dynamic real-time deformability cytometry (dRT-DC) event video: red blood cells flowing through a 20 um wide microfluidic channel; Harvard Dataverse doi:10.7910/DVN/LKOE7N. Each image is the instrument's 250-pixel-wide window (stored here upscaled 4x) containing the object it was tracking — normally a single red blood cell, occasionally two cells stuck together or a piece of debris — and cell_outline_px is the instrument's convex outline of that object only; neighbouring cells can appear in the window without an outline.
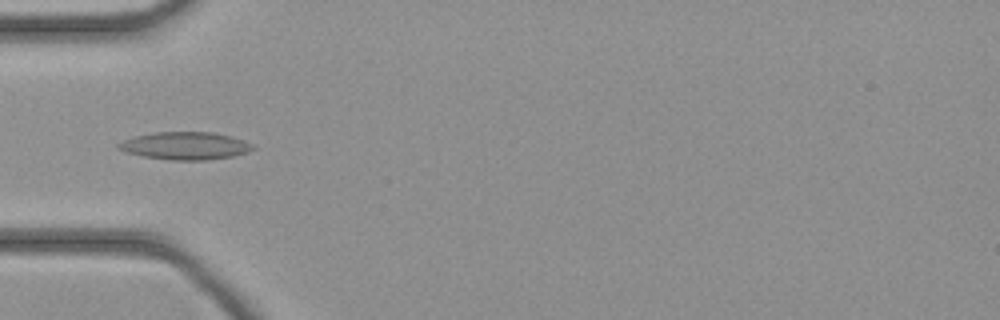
{"species": "common noctule bat (a hibernating species)", "species_latin": "Nyctalus noctula", "temperature_condition": "cold", "stored_images_in_passage": 32, "camera_frame_rate_fps": 3000, "um_per_image_px": 0.085, "animal": {"sex": "female", "body_mass_g": 21.9}, "frame": {"image": 1, "passage_image": 2, "time_ms": 0.333, "image_size_px": [1000, 320], "cell_outline_px": [[256, 148], [248, 152], [232, 156], [208, 160], [172, 160], [144, 156], [128, 152], [116, 148], [116, 144], [124, 140], [136, 136], [156, 132], [212, 132], [232, 136], [244, 140], [252, 144]], "centroid_in_image_um": [15.78, 12.39], "position_along_channel_um": 69.2, "area_um2": 21.56}}
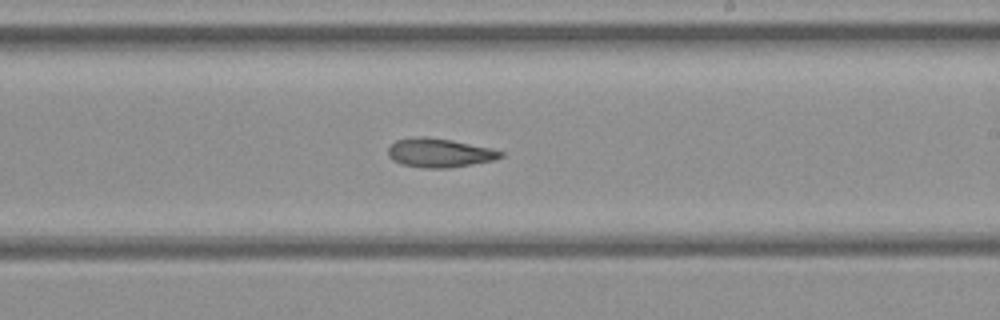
{"frame": {"image": 2, "passage_image": 14, "time_ms": 4.333, "image_size_px": [1000, 320], "cell_outline_px": [[504, 156], [496, 160], [448, 168], [424, 168], [400, 164], [392, 160], [388, 156], [388, 148], [396, 140], [412, 136], [428, 136], [452, 140], [492, 148], [504, 152]], "centroid_in_image_um": [37.35, 12.98], "position_along_channel_um": 251.6, "area_um2": 19.31}}
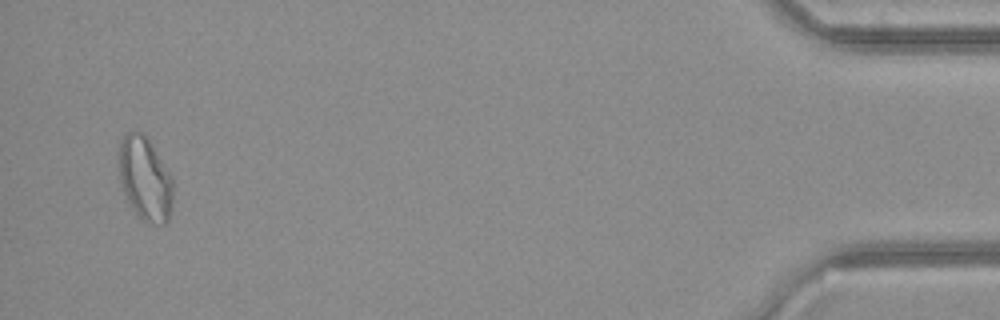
{"frame": {"image": 3, "passage_image": 31, "time_ms": 10.0, "image_size_px": [1000, 320], "cell_outline_px": [[172, 200], [168, 220], [164, 224], [160, 224], [144, 220], [132, 208], [120, 184], [120, 140], [128, 132], [140, 132], [152, 144], [172, 176]], "centroid_in_image_um": [12.34, 15.18], "position_along_channel_um": 422.9, "area_um2": 25.78}}